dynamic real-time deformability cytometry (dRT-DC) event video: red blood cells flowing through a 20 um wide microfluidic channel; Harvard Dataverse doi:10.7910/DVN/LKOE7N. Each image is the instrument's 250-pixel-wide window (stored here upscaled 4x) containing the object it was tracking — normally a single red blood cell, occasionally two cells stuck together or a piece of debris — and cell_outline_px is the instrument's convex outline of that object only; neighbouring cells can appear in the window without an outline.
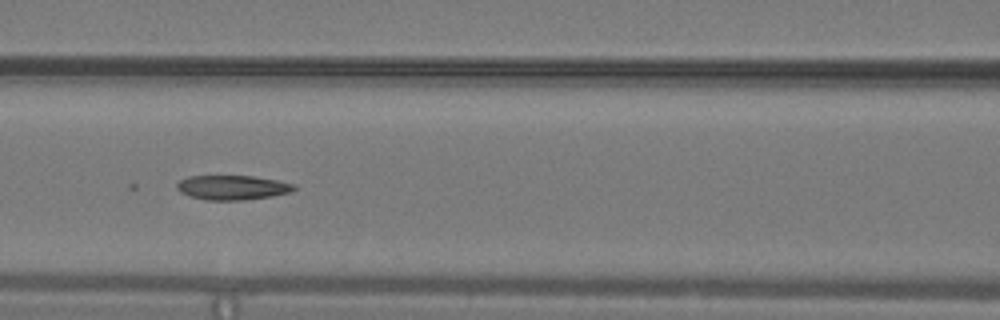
{"species": "common noctule bat (a hibernating species)", "species_latin": "Nyctalus noctula", "temperature_condition": "warm", "stored_images_in_passage": 46, "camera_frame_rate_fps": 3000, "um_per_image_px": 0.085, "animal": {"sex": "male", "body_mass_g": 19.2, "forearm_length_mm": 51.8}, "frame": {"image": 1, "passage_image": 18, "time_ms": 5.667, "image_size_px": [1000, 320], "cell_outline_px": [[296, 188], [292, 192], [272, 196], [244, 200], [204, 200], [188, 196], [180, 192], [176, 188], [176, 184], [180, 180], [188, 176], [252, 176], [276, 180], [292, 184]], "centroid_in_image_um": [19.71, 15.94], "position_along_channel_um": 146.9, "area_um2": 16.76}}
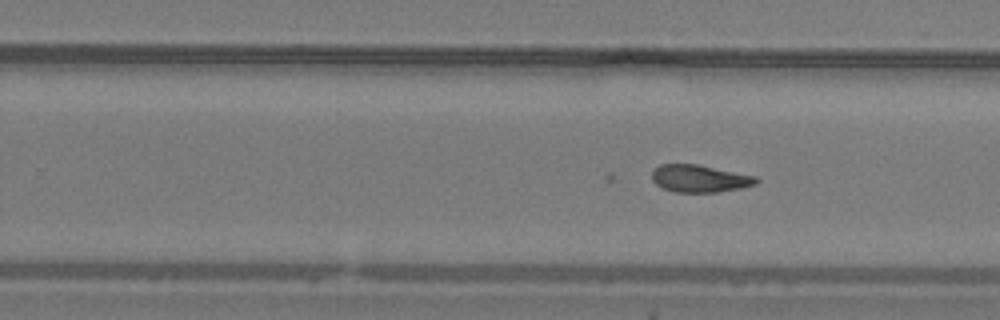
{"frame": {"image": 2, "passage_image": 27, "time_ms": 8.667, "image_size_px": [1000, 320], "cell_outline_px": [[760, 180], [756, 184], [740, 188], [716, 192], [676, 192], [664, 188], [656, 184], [652, 180], [652, 172], [660, 164], [696, 164], [756, 176]], "centroid_in_image_um": [59.48, 15.17], "position_along_channel_um": 270.3, "area_um2": 16.47}}